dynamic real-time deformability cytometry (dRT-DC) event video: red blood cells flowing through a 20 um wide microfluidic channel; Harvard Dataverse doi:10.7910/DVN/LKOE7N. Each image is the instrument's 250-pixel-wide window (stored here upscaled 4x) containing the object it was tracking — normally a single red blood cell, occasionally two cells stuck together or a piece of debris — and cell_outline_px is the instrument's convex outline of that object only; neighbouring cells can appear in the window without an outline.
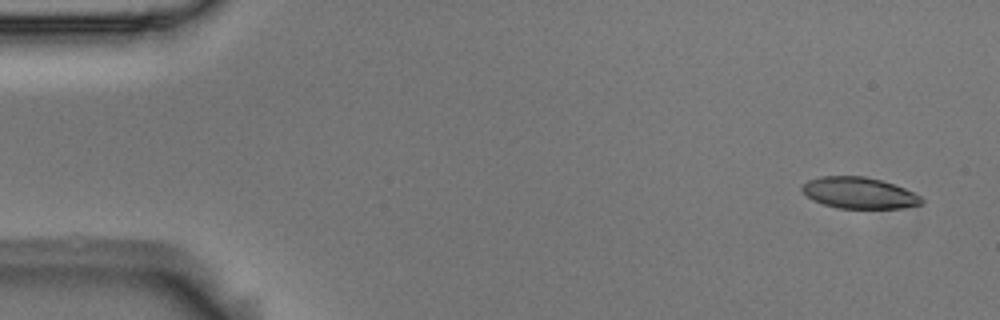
{"species": "Egyptian fruit bat (a non-hibernating species)", "species_latin": "Rousettus aegyptiacus", "temperature_condition": "room temperature", "stored_images_in_passage": 4, "camera_frame_rate_fps": 3000, "um_per_image_px": 0.085, "animal": {"sex": "male"}, "frame": {"image": 1, "passage_image": 1, "time_ms": 0.0, "image_size_px": [1000, 320], "cell_outline_px": [[924, 200], [920, 204], [900, 208], [840, 208], [824, 204], [812, 200], [800, 188], [808, 180], [820, 176], [864, 176], [880, 180], [904, 188], [920, 196]], "centroid_in_image_um": [73.0, 16.39], "position_along_channel_um": 12.0, "area_um2": 21.5}}